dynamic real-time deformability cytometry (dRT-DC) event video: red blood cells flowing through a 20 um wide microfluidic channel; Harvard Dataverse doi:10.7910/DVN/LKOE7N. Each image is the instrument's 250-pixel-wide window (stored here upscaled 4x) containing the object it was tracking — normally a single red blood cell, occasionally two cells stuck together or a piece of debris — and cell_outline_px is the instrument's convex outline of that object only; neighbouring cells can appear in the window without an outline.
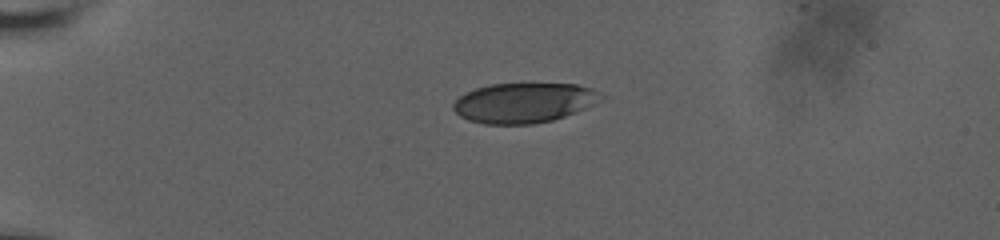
{"species": "human", "species_latin": "Homo sapiens", "temperature_condition": "room temperature", "stored_images_in_passage": 44, "camera_frame_rate_fps": 3000, "um_per_image_px": 0.085, "donor": {"sex": "male"}, "frame": {"image": 1, "passage_image": 1, "time_ms": 0.0, "image_size_px": [1000, 240], "cell_outline_px": [[608, 96], [584, 108], [564, 116], [552, 120], [532, 124], [484, 124], [468, 120], [460, 116], [452, 108], [452, 104], [460, 96], [476, 88], [488, 84], [576, 84], [592, 88]], "centroid_in_image_um": [44.53, 8.73], "position_along_channel_um": 40.5, "area_um2": 34.28}}
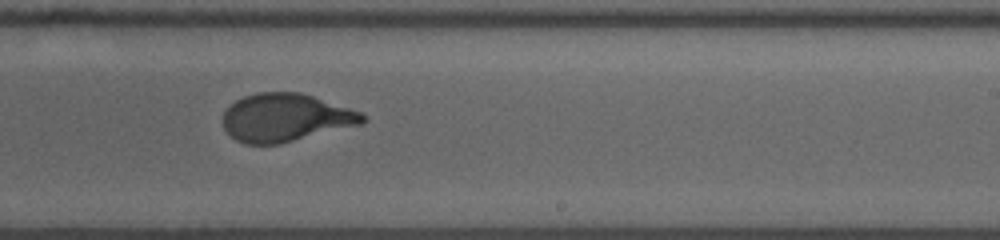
{"frame": {"image": 2, "passage_image": 24, "time_ms": 7.667, "image_size_px": [1000, 240], "cell_outline_px": [[368, 120], [360, 124], [280, 144], [244, 144], [236, 140], [224, 128], [224, 112], [236, 100], [244, 96], [256, 92], [300, 92], [360, 112]], "centroid_in_image_um": [24.25, 10.0], "position_along_channel_um": 264.8, "area_um2": 38.61}}
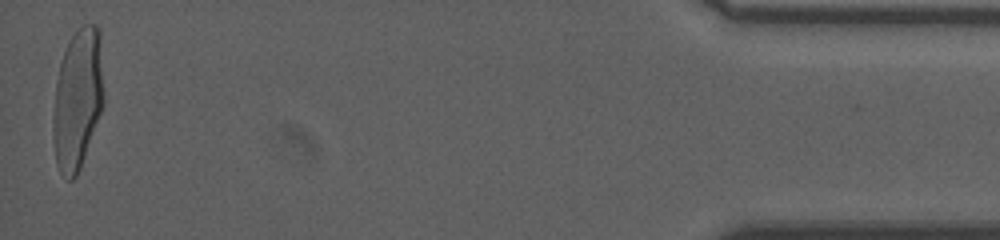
{"frame": {"image": 3, "passage_image": 44, "time_ms": 14.333, "image_size_px": [1000, 240], "cell_outline_px": [[104, 104], [80, 168], [76, 176], [72, 180], [64, 180], [56, 164], [52, 136], [52, 116], [56, 80], [60, 64], [68, 40], [84, 24], [96, 24], [100, 28], [104, 96]], "centroid_in_image_um": [6.59, 8.44], "position_along_channel_um": 428.6, "area_um2": 42.14}, "authors_computed_cell_mechanics": {"area_um2": 39.3329, "velocity_mm_per_s": 3.6584, "shape_relaxation_time_tau1_ms": 3.3621, "shape_relaxation_time_tau2_ms": null, "deformation_change_tau1": 0.1926, "deformation_change_tau2": null}}